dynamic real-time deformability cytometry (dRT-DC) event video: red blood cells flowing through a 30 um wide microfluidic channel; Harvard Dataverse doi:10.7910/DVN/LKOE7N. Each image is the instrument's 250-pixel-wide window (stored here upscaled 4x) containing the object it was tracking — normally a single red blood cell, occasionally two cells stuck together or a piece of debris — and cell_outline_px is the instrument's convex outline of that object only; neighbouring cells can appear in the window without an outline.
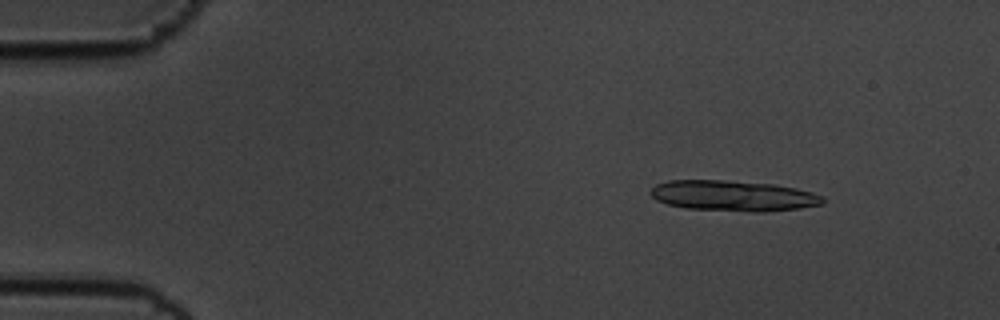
{"species": "common noctule bat (a hibernating species)", "species_latin": "Nyctalus noctula", "temperature_condition": "cold", "stored_images_in_passage": 56, "segment_of_instrument_passage": [1, 2], "camera_frame_rate_fps": 3000, "um_per_image_px": 0.085, "animal": {"sex": "male", "body_mass_g": 19.5, "forearm_length_mm": 54.6}, "frame": {"image": 1, "passage_image": 7, "time_ms": 2.0, "image_size_px": [1000, 320], "cell_outline_px": [[824, 204], [796, 208], [764, 212], [756, 212], [688, 208], [668, 204], [656, 200], [648, 192], [656, 184], [668, 180], [724, 180], [772, 184], [796, 188], [812, 192], [824, 196]], "centroid_in_image_um": [62.32, 16.63], "position_along_channel_um": 22.7, "area_um2": 30.63}}